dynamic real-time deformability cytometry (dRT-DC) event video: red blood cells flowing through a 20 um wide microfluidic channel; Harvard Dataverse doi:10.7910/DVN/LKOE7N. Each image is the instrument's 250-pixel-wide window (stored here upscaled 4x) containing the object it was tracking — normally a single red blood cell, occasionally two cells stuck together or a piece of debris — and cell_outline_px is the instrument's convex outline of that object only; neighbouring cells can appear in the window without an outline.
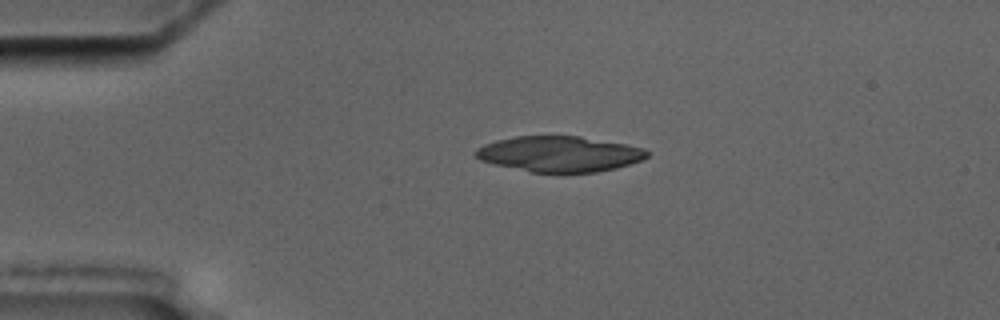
{"species": "common noctule bat (a hibernating species)", "species_latin": "Nyctalus noctula", "temperature_condition": "cold", "stored_images_in_passage": 3, "camera_frame_rate_fps": 3000, "um_per_image_px": 0.085, "animal": {"sex": "male", "body_mass_g": 17.5, "forearm_length_mm": 52.3}, "frame": {"image": 1, "passage_image": 2, "time_ms": 1.0, "image_size_px": [1000, 320], "cell_outline_px": [[648, 156], [644, 160], [616, 168], [596, 172], [532, 172], [496, 164], [480, 160], [476, 156], [476, 148], [484, 144], [496, 140], [516, 136], [580, 136], [624, 144], [644, 148], [648, 152]], "centroid_in_image_um": [47.57, 13.08], "position_along_channel_um": 37.4, "area_um2": 35.32}}